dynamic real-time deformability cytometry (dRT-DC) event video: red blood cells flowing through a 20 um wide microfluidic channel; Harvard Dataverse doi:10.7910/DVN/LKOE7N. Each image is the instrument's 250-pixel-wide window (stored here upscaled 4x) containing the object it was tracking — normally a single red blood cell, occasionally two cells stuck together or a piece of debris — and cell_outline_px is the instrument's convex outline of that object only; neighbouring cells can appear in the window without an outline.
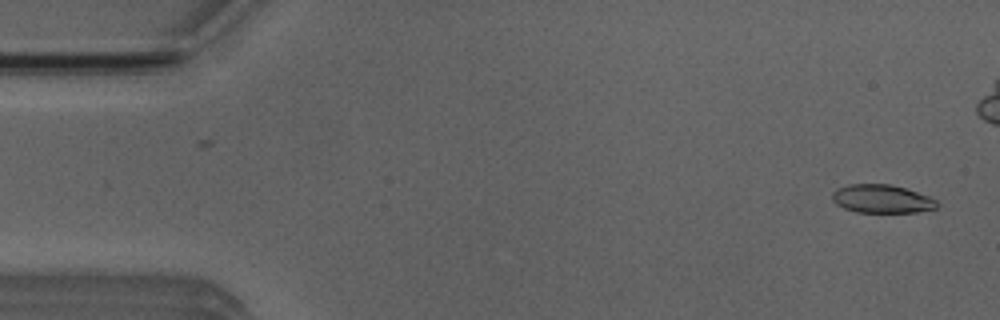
{"species": "Egyptian fruit bat (a non-hibernating species)", "species_latin": "Rousettus aegyptiacus", "temperature_condition": "room temperature", "stored_images_in_passage": 5, "camera_frame_rate_fps": 3000, "um_per_image_px": 0.085, "animal": {"sex": "male"}, "frame": {"image": 1, "passage_image": 1, "time_ms": 0.0, "image_size_px": [1000, 320], "cell_outline_px": [[940, 204], [936, 208], [916, 212], [856, 212], [844, 208], [836, 204], [832, 200], [832, 192], [836, 188], [848, 184], [892, 184], [928, 196], [936, 200]], "centroid_in_image_um": [74.93, 16.9], "position_along_channel_um": 10.1, "area_um2": 17.34}}